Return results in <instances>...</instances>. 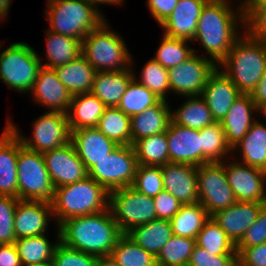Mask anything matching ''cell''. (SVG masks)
I'll return each mask as SVG.
<instances>
[{
	"label": "cell",
	"instance_id": "6da1fadb",
	"mask_svg": "<svg viewBox=\"0 0 266 266\" xmlns=\"http://www.w3.org/2000/svg\"><path fill=\"white\" fill-rule=\"evenodd\" d=\"M229 0H209L202 8L192 42H200L217 66L227 57L245 26L243 4L237 8ZM232 7V8H231Z\"/></svg>",
	"mask_w": 266,
	"mask_h": 266
},
{
	"label": "cell",
	"instance_id": "7a4b0ae2",
	"mask_svg": "<svg viewBox=\"0 0 266 266\" xmlns=\"http://www.w3.org/2000/svg\"><path fill=\"white\" fill-rule=\"evenodd\" d=\"M60 242L71 249L94 255L110 256L123 235L109 210L73 217L59 226Z\"/></svg>",
	"mask_w": 266,
	"mask_h": 266
},
{
	"label": "cell",
	"instance_id": "3957f363",
	"mask_svg": "<svg viewBox=\"0 0 266 266\" xmlns=\"http://www.w3.org/2000/svg\"><path fill=\"white\" fill-rule=\"evenodd\" d=\"M218 67L241 93L250 94L266 70V44L244 30Z\"/></svg>",
	"mask_w": 266,
	"mask_h": 266
},
{
	"label": "cell",
	"instance_id": "277c9868",
	"mask_svg": "<svg viewBox=\"0 0 266 266\" xmlns=\"http://www.w3.org/2000/svg\"><path fill=\"white\" fill-rule=\"evenodd\" d=\"M108 204L109 192L89 176L75 183L55 188L51 200L57 227L69 218L107 210Z\"/></svg>",
	"mask_w": 266,
	"mask_h": 266
},
{
	"label": "cell",
	"instance_id": "5b68a950",
	"mask_svg": "<svg viewBox=\"0 0 266 266\" xmlns=\"http://www.w3.org/2000/svg\"><path fill=\"white\" fill-rule=\"evenodd\" d=\"M46 5L47 30L81 41L106 20L89 0H55Z\"/></svg>",
	"mask_w": 266,
	"mask_h": 266
},
{
	"label": "cell",
	"instance_id": "8992f818",
	"mask_svg": "<svg viewBox=\"0 0 266 266\" xmlns=\"http://www.w3.org/2000/svg\"><path fill=\"white\" fill-rule=\"evenodd\" d=\"M105 20L82 41V56L96 70L124 71L131 67V58L123 38L108 28Z\"/></svg>",
	"mask_w": 266,
	"mask_h": 266
},
{
	"label": "cell",
	"instance_id": "52a82bcc",
	"mask_svg": "<svg viewBox=\"0 0 266 266\" xmlns=\"http://www.w3.org/2000/svg\"><path fill=\"white\" fill-rule=\"evenodd\" d=\"M31 45L14 42L0 54V79L12 90L28 93L33 89L42 60Z\"/></svg>",
	"mask_w": 266,
	"mask_h": 266
},
{
	"label": "cell",
	"instance_id": "ba28073f",
	"mask_svg": "<svg viewBox=\"0 0 266 266\" xmlns=\"http://www.w3.org/2000/svg\"><path fill=\"white\" fill-rule=\"evenodd\" d=\"M17 176L19 200L51 202L55 187L48 174L43 154L25 148L20 138Z\"/></svg>",
	"mask_w": 266,
	"mask_h": 266
},
{
	"label": "cell",
	"instance_id": "9c48e42d",
	"mask_svg": "<svg viewBox=\"0 0 266 266\" xmlns=\"http://www.w3.org/2000/svg\"><path fill=\"white\" fill-rule=\"evenodd\" d=\"M108 208L123 234L135 226L156 219L153 198L138 192L132 186L109 192Z\"/></svg>",
	"mask_w": 266,
	"mask_h": 266
},
{
	"label": "cell",
	"instance_id": "30bf717a",
	"mask_svg": "<svg viewBox=\"0 0 266 266\" xmlns=\"http://www.w3.org/2000/svg\"><path fill=\"white\" fill-rule=\"evenodd\" d=\"M137 167L133 145H118L88 171V176L111 192L132 186Z\"/></svg>",
	"mask_w": 266,
	"mask_h": 266
},
{
	"label": "cell",
	"instance_id": "8fae6325",
	"mask_svg": "<svg viewBox=\"0 0 266 266\" xmlns=\"http://www.w3.org/2000/svg\"><path fill=\"white\" fill-rule=\"evenodd\" d=\"M8 118L7 125L18 135L22 145L32 151L44 153L49 150L60 148L71 142V131L67 113L45 112L33 122L32 137H24L20 134L14 122Z\"/></svg>",
	"mask_w": 266,
	"mask_h": 266
},
{
	"label": "cell",
	"instance_id": "7c38bea8",
	"mask_svg": "<svg viewBox=\"0 0 266 266\" xmlns=\"http://www.w3.org/2000/svg\"><path fill=\"white\" fill-rule=\"evenodd\" d=\"M198 202L210 216L237 202L230 187L223 162H211L197 169Z\"/></svg>",
	"mask_w": 266,
	"mask_h": 266
},
{
	"label": "cell",
	"instance_id": "4fadbf2b",
	"mask_svg": "<svg viewBox=\"0 0 266 266\" xmlns=\"http://www.w3.org/2000/svg\"><path fill=\"white\" fill-rule=\"evenodd\" d=\"M217 65L208 57L194 53L176 67L168 69L170 92L185 97L201 95Z\"/></svg>",
	"mask_w": 266,
	"mask_h": 266
},
{
	"label": "cell",
	"instance_id": "5bb4252c",
	"mask_svg": "<svg viewBox=\"0 0 266 266\" xmlns=\"http://www.w3.org/2000/svg\"><path fill=\"white\" fill-rule=\"evenodd\" d=\"M228 163L224 161L225 174L237 202L266 203V171L237 161Z\"/></svg>",
	"mask_w": 266,
	"mask_h": 266
},
{
	"label": "cell",
	"instance_id": "9a60e30c",
	"mask_svg": "<svg viewBox=\"0 0 266 266\" xmlns=\"http://www.w3.org/2000/svg\"><path fill=\"white\" fill-rule=\"evenodd\" d=\"M43 154L48 174L55 188L83 180L88 176L72 142Z\"/></svg>",
	"mask_w": 266,
	"mask_h": 266
},
{
	"label": "cell",
	"instance_id": "2e32d148",
	"mask_svg": "<svg viewBox=\"0 0 266 266\" xmlns=\"http://www.w3.org/2000/svg\"><path fill=\"white\" fill-rule=\"evenodd\" d=\"M241 94L230 78L217 66L210 74L201 96L209 107L214 121L221 122Z\"/></svg>",
	"mask_w": 266,
	"mask_h": 266
},
{
	"label": "cell",
	"instance_id": "e0dca14e",
	"mask_svg": "<svg viewBox=\"0 0 266 266\" xmlns=\"http://www.w3.org/2000/svg\"><path fill=\"white\" fill-rule=\"evenodd\" d=\"M31 93L36 104L47 107L48 111L67 113L69 110L72 94L60 82L54 68H40Z\"/></svg>",
	"mask_w": 266,
	"mask_h": 266
},
{
	"label": "cell",
	"instance_id": "ac0fdd59",
	"mask_svg": "<svg viewBox=\"0 0 266 266\" xmlns=\"http://www.w3.org/2000/svg\"><path fill=\"white\" fill-rule=\"evenodd\" d=\"M51 216L53 217L51 202L20 200L14 215L16 239L45 234Z\"/></svg>",
	"mask_w": 266,
	"mask_h": 266
},
{
	"label": "cell",
	"instance_id": "d6986e66",
	"mask_svg": "<svg viewBox=\"0 0 266 266\" xmlns=\"http://www.w3.org/2000/svg\"><path fill=\"white\" fill-rule=\"evenodd\" d=\"M161 169L164 190L182 205L198 203L197 166L168 162Z\"/></svg>",
	"mask_w": 266,
	"mask_h": 266
},
{
	"label": "cell",
	"instance_id": "ffe728a7",
	"mask_svg": "<svg viewBox=\"0 0 266 266\" xmlns=\"http://www.w3.org/2000/svg\"><path fill=\"white\" fill-rule=\"evenodd\" d=\"M169 162L201 165L199 130L170 123L167 130Z\"/></svg>",
	"mask_w": 266,
	"mask_h": 266
},
{
	"label": "cell",
	"instance_id": "44dd1931",
	"mask_svg": "<svg viewBox=\"0 0 266 266\" xmlns=\"http://www.w3.org/2000/svg\"><path fill=\"white\" fill-rule=\"evenodd\" d=\"M263 204L235 202L230 207L217 211L211 217L236 245L246 230L257 220Z\"/></svg>",
	"mask_w": 266,
	"mask_h": 266
},
{
	"label": "cell",
	"instance_id": "7402d4cb",
	"mask_svg": "<svg viewBox=\"0 0 266 266\" xmlns=\"http://www.w3.org/2000/svg\"><path fill=\"white\" fill-rule=\"evenodd\" d=\"M208 1L179 0L173 12L160 24L164 35L192 42L202 8Z\"/></svg>",
	"mask_w": 266,
	"mask_h": 266
},
{
	"label": "cell",
	"instance_id": "603a6c76",
	"mask_svg": "<svg viewBox=\"0 0 266 266\" xmlns=\"http://www.w3.org/2000/svg\"><path fill=\"white\" fill-rule=\"evenodd\" d=\"M259 113L258 107L251 99L250 94H241L232 104L227 114L221 120L225 139L231 149L236 146L247 134L256 118L252 114Z\"/></svg>",
	"mask_w": 266,
	"mask_h": 266
},
{
	"label": "cell",
	"instance_id": "cb8c5ba5",
	"mask_svg": "<svg viewBox=\"0 0 266 266\" xmlns=\"http://www.w3.org/2000/svg\"><path fill=\"white\" fill-rule=\"evenodd\" d=\"M0 135V195L18 198L19 137L7 125Z\"/></svg>",
	"mask_w": 266,
	"mask_h": 266
},
{
	"label": "cell",
	"instance_id": "d4e9b609",
	"mask_svg": "<svg viewBox=\"0 0 266 266\" xmlns=\"http://www.w3.org/2000/svg\"><path fill=\"white\" fill-rule=\"evenodd\" d=\"M71 142L87 171L118 146L96 127L71 131Z\"/></svg>",
	"mask_w": 266,
	"mask_h": 266
},
{
	"label": "cell",
	"instance_id": "484cf974",
	"mask_svg": "<svg viewBox=\"0 0 266 266\" xmlns=\"http://www.w3.org/2000/svg\"><path fill=\"white\" fill-rule=\"evenodd\" d=\"M131 58V67L124 71L96 72L91 93L94 94L106 107H117L129 83L134 79Z\"/></svg>",
	"mask_w": 266,
	"mask_h": 266
},
{
	"label": "cell",
	"instance_id": "4316f807",
	"mask_svg": "<svg viewBox=\"0 0 266 266\" xmlns=\"http://www.w3.org/2000/svg\"><path fill=\"white\" fill-rule=\"evenodd\" d=\"M170 110L167 100H160L156 105L131 116L132 145L144 137L166 132L171 123Z\"/></svg>",
	"mask_w": 266,
	"mask_h": 266
},
{
	"label": "cell",
	"instance_id": "83f0119b",
	"mask_svg": "<svg viewBox=\"0 0 266 266\" xmlns=\"http://www.w3.org/2000/svg\"><path fill=\"white\" fill-rule=\"evenodd\" d=\"M105 108L91 92L73 95L67 112L70 131L96 127Z\"/></svg>",
	"mask_w": 266,
	"mask_h": 266
},
{
	"label": "cell",
	"instance_id": "f1b7e54d",
	"mask_svg": "<svg viewBox=\"0 0 266 266\" xmlns=\"http://www.w3.org/2000/svg\"><path fill=\"white\" fill-rule=\"evenodd\" d=\"M54 70L72 96L91 92L96 70L82 55L69 63L55 67Z\"/></svg>",
	"mask_w": 266,
	"mask_h": 266
},
{
	"label": "cell",
	"instance_id": "f546056e",
	"mask_svg": "<svg viewBox=\"0 0 266 266\" xmlns=\"http://www.w3.org/2000/svg\"><path fill=\"white\" fill-rule=\"evenodd\" d=\"M136 244L157 257L161 248L173 236L170 220L154 219L133 227L126 233Z\"/></svg>",
	"mask_w": 266,
	"mask_h": 266
},
{
	"label": "cell",
	"instance_id": "4dcf8cb0",
	"mask_svg": "<svg viewBox=\"0 0 266 266\" xmlns=\"http://www.w3.org/2000/svg\"><path fill=\"white\" fill-rule=\"evenodd\" d=\"M240 151L241 163L266 171V125L257 119L243 139L232 148Z\"/></svg>",
	"mask_w": 266,
	"mask_h": 266
},
{
	"label": "cell",
	"instance_id": "1f68e13d",
	"mask_svg": "<svg viewBox=\"0 0 266 266\" xmlns=\"http://www.w3.org/2000/svg\"><path fill=\"white\" fill-rule=\"evenodd\" d=\"M57 241L51 243L46 234L16 239L17 248L22 266H42L51 264L56 246L60 242V232L57 227Z\"/></svg>",
	"mask_w": 266,
	"mask_h": 266
},
{
	"label": "cell",
	"instance_id": "d6a6232c",
	"mask_svg": "<svg viewBox=\"0 0 266 266\" xmlns=\"http://www.w3.org/2000/svg\"><path fill=\"white\" fill-rule=\"evenodd\" d=\"M46 58L42 66L55 68L77 59L82 54V41L46 30Z\"/></svg>",
	"mask_w": 266,
	"mask_h": 266
},
{
	"label": "cell",
	"instance_id": "836d02e7",
	"mask_svg": "<svg viewBox=\"0 0 266 266\" xmlns=\"http://www.w3.org/2000/svg\"><path fill=\"white\" fill-rule=\"evenodd\" d=\"M186 99L177 110H170L171 123L201 130L215 122L209 107L201 95L188 96Z\"/></svg>",
	"mask_w": 266,
	"mask_h": 266
},
{
	"label": "cell",
	"instance_id": "e575fe53",
	"mask_svg": "<svg viewBox=\"0 0 266 266\" xmlns=\"http://www.w3.org/2000/svg\"><path fill=\"white\" fill-rule=\"evenodd\" d=\"M210 217L199 202L182 205L170 219L173 235L196 239Z\"/></svg>",
	"mask_w": 266,
	"mask_h": 266
},
{
	"label": "cell",
	"instance_id": "d590c367",
	"mask_svg": "<svg viewBox=\"0 0 266 266\" xmlns=\"http://www.w3.org/2000/svg\"><path fill=\"white\" fill-rule=\"evenodd\" d=\"M201 138V165L211 162H223L225 157L230 158L233 154L227 144L223 127L220 122H214L199 130Z\"/></svg>",
	"mask_w": 266,
	"mask_h": 266
},
{
	"label": "cell",
	"instance_id": "8d00e7d4",
	"mask_svg": "<svg viewBox=\"0 0 266 266\" xmlns=\"http://www.w3.org/2000/svg\"><path fill=\"white\" fill-rule=\"evenodd\" d=\"M96 128L117 145H132L130 116L117 107H106Z\"/></svg>",
	"mask_w": 266,
	"mask_h": 266
},
{
	"label": "cell",
	"instance_id": "74e56055",
	"mask_svg": "<svg viewBox=\"0 0 266 266\" xmlns=\"http://www.w3.org/2000/svg\"><path fill=\"white\" fill-rule=\"evenodd\" d=\"M133 147L140 165L163 166L169 162L167 131L144 137Z\"/></svg>",
	"mask_w": 266,
	"mask_h": 266
},
{
	"label": "cell",
	"instance_id": "f35d334b",
	"mask_svg": "<svg viewBox=\"0 0 266 266\" xmlns=\"http://www.w3.org/2000/svg\"><path fill=\"white\" fill-rule=\"evenodd\" d=\"M196 245L210 251L213 255H237L235 243L212 217L198 233Z\"/></svg>",
	"mask_w": 266,
	"mask_h": 266
},
{
	"label": "cell",
	"instance_id": "ab89813d",
	"mask_svg": "<svg viewBox=\"0 0 266 266\" xmlns=\"http://www.w3.org/2000/svg\"><path fill=\"white\" fill-rule=\"evenodd\" d=\"M160 100L152 91L133 79L120 99L117 108L131 117L156 105Z\"/></svg>",
	"mask_w": 266,
	"mask_h": 266
},
{
	"label": "cell",
	"instance_id": "60d3db41",
	"mask_svg": "<svg viewBox=\"0 0 266 266\" xmlns=\"http://www.w3.org/2000/svg\"><path fill=\"white\" fill-rule=\"evenodd\" d=\"M110 256L121 266H152L156 257L123 234L117 241Z\"/></svg>",
	"mask_w": 266,
	"mask_h": 266
},
{
	"label": "cell",
	"instance_id": "b9f144b4",
	"mask_svg": "<svg viewBox=\"0 0 266 266\" xmlns=\"http://www.w3.org/2000/svg\"><path fill=\"white\" fill-rule=\"evenodd\" d=\"M196 239L173 235L161 248L156 257V262L164 266H187Z\"/></svg>",
	"mask_w": 266,
	"mask_h": 266
},
{
	"label": "cell",
	"instance_id": "7bdbcfd3",
	"mask_svg": "<svg viewBox=\"0 0 266 266\" xmlns=\"http://www.w3.org/2000/svg\"><path fill=\"white\" fill-rule=\"evenodd\" d=\"M188 40L171 38L163 34L160 46L153 57L164 68L176 67L187 60L195 49L188 45Z\"/></svg>",
	"mask_w": 266,
	"mask_h": 266
},
{
	"label": "cell",
	"instance_id": "ee69618b",
	"mask_svg": "<svg viewBox=\"0 0 266 266\" xmlns=\"http://www.w3.org/2000/svg\"><path fill=\"white\" fill-rule=\"evenodd\" d=\"M133 74L136 81L152 91L159 99H167L168 93H170L168 69L164 68L154 58L146 62L143 69H141V79L136 77L134 72Z\"/></svg>",
	"mask_w": 266,
	"mask_h": 266
},
{
	"label": "cell",
	"instance_id": "f6af8a7d",
	"mask_svg": "<svg viewBox=\"0 0 266 266\" xmlns=\"http://www.w3.org/2000/svg\"><path fill=\"white\" fill-rule=\"evenodd\" d=\"M132 187L148 197L157 196L164 190L161 166L138 164Z\"/></svg>",
	"mask_w": 266,
	"mask_h": 266
},
{
	"label": "cell",
	"instance_id": "bcb514c9",
	"mask_svg": "<svg viewBox=\"0 0 266 266\" xmlns=\"http://www.w3.org/2000/svg\"><path fill=\"white\" fill-rule=\"evenodd\" d=\"M18 198L0 195V245L12 244L16 237L14 233V215Z\"/></svg>",
	"mask_w": 266,
	"mask_h": 266
},
{
	"label": "cell",
	"instance_id": "7dc6e473",
	"mask_svg": "<svg viewBox=\"0 0 266 266\" xmlns=\"http://www.w3.org/2000/svg\"><path fill=\"white\" fill-rule=\"evenodd\" d=\"M97 257L66 247L61 242L56 246L52 266H95Z\"/></svg>",
	"mask_w": 266,
	"mask_h": 266
},
{
	"label": "cell",
	"instance_id": "c3c4849f",
	"mask_svg": "<svg viewBox=\"0 0 266 266\" xmlns=\"http://www.w3.org/2000/svg\"><path fill=\"white\" fill-rule=\"evenodd\" d=\"M266 243V203L261 207L257 220L246 230L244 236L236 244L239 255L245 248Z\"/></svg>",
	"mask_w": 266,
	"mask_h": 266
},
{
	"label": "cell",
	"instance_id": "681fc988",
	"mask_svg": "<svg viewBox=\"0 0 266 266\" xmlns=\"http://www.w3.org/2000/svg\"><path fill=\"white\" fill-rule=\"evenodd\" d=\"M187 266H238V255H213L195 245Z\"/></svg>",
	"mask_w": 266,
	"mask_h": 266
},
{
	"label": "cell",
	"instance_id": "f907efd6",
	"mask_svg": "<svg viewBox=\"0 0 266 266\" xmlns=\"http://www.w3.org/2000/svg\"><path fill=\"white\" fill-rule=\"evenodd\" d=\"M254 39L266 44V5L257 6L246 18L244 28Z\"/></svg>",
	"mask_w": 266,
	"mask_h": 266
},
{
	"label": "cell",
	"instance_id": "816d5d0a",
	"mask_svg": "<svg viewBox=\"0 0 266 266\" xmlns=\"http://www.w3.org/2000/svg\"><path fill=\"white\" fill-rule=\"evenodd\" d=\"M156 208V219L170 220L181 208L182 204L168 191L162 190L153 198Z\"/></svg>",
	"mask_w": 266,
	"mask_h": 266
},
{
	"label": "cell",
	"instance_id": "f5cc1de1",
	"mask_svg": "<svg viewBox=\"0 0 266 266\" xmlns=\"http://www.w3.org/2000/svg\"><path fill=\"white\" fill-rule=\"evenodd\" d=\"M238 266H266V243L245 248L238 255Z\"/></svg>",
	"mask_w": 266,
	"mask_h": 266
},
{
	"label": "cell",
	"instance_id": "db71d44e",
	"mask_svg": "<svg viewBox=\"0 0 266 266\" xmlns=\"http://www.w3.org/2000/svg\"><path fill=\"white\" fill-rule=\"evenodd\" d=\"M179 0H147L146 4L149 8L151 16L160 25L173 12Z\"/></svg>",
	"mask_w": 266,
	"mask_h": 266
},
{
	"label": "cell",
	"instance_id": "11a10c76",
	"mask_svg": "<svg viewBox=\"0 0 266 266\" xmlns=\"http://www.w3.org/2000/svg\"><path fill=\"white\" fill-rule=\"evenodd\" d=\"M0 266H22L14 243L0 245Z\"/></svg>",
	"mask_w": 266,
	"mask_h": 266
},
{
	"label": "cell",
	"instance_id": "9f6ffc18",
	"mask_svg": "<svg viewBox=\"0 0 266 266\" xmlns=\"http://www.w3.org/2000/svg\"><path fill=\"white\" fill-rule=\"evenodd\" d=\"M250 96L258 108L266 102V70L257 86L250 93Z\"/></svg>",
	"mask_w": 266,
	"mask_h": 266
},
{
	"label": "cell",
	"instance_id": "6f0895ef",
	"mask_svg": "<svg viewBox=\"0 0 266 266\" xmlns=\"http://www.w3.org/2000/svg\"><path fill=\"white\" fill-rule=\"evenodd\" d=\"M266 5V0H246L243 3L244 18H246L257 6Z\"/></svg>",
	"mask_w": 266,
	"mask_h": 266
},
{
	"label": "cell",
	"instance_id": "680465c9",
	"mask_svg": "<svg viewBox=\"0 0 266 266\" xmlns=\"http://www.w3.org/2000/svg\"><path fill=\"white\" fill-rule=\"evenodd\" d=\"M95 266H121L111 256L97 257Z\"/></svg>",
	"mask_w": 266,
	"mask_h": 266
},
{
	"label": "cell",
	"instance_id": "91938a15",
	"mask_svg": "<svg viewBox=\"0 0 266 266\" xmlns=\"http://www.w3.org/2000/svg\"><path fill=\"white\" fill-rule=\"evenodd\" d=\"M99 11L98 8L100 4H111V5H121V3L124 2V0H89Z\"/></svg>",
	"mask_w": 266,
	"mask_h": 266
},
{
	"label": "cell",
	"instance_id": "94428289",
	"mask_svg": "<svg viewBox=\"0 0 266 266\" xmlns=\"http://www.w3.org/2000/svg\"><path fill=\"white\" fill-rule=\"evenodd\" d=\"M12 0H0V16L7 18ZM8 13V14H7Z\"/></svg>",
	"mask_w": 266,
	"mask_h": 266
},
{
	"label": "cell",
	"instance_id": "6125c7cd",
	"mask_svg": "<svg viewBox=\"0 0 266 266\" xmlns=\"http://www.w3.org/2000/svg\"><path fill=\"white\" fill-rule=\"evenodd\" d=\"M258 112L266 118V102L264 104H262L259 108H258Z\"/></svg>",
	"mask_w": 266,
	"mask_h": 266
},
{
	"label": "cell",
	"instance_id": "be15d7a7",
	"mask_svg": "<svg viewBox=\"0 0 266 266\" xmlns=\"http://www.w3.org/2000/svg\"><path fill=\"white\" fill-rule=\"evenodd\" d=\"M152 266H164V265L159 264L158 262H155Z\"/></svg>",
	"mask_w": 266,
	"mask_h": 266
},
{
	"label": "cell",
	"instance_id": "e7e4bbea",
	"mask_svg": "<svg viewBox=\"0 0 266 266\" xmlns=\"http://www.w3.org/2000/svg\"><path fill=\"white\" fill-rule=\"evenodd\" d=\"M2 20L4 21L5 18H3L2 16H0V22H1ZM0 43H1V42H0ZM0 45H3V44H0Z\"/></svg>",
	"mask_w": 266,
	"mask_h": 266
}]
</instances>
